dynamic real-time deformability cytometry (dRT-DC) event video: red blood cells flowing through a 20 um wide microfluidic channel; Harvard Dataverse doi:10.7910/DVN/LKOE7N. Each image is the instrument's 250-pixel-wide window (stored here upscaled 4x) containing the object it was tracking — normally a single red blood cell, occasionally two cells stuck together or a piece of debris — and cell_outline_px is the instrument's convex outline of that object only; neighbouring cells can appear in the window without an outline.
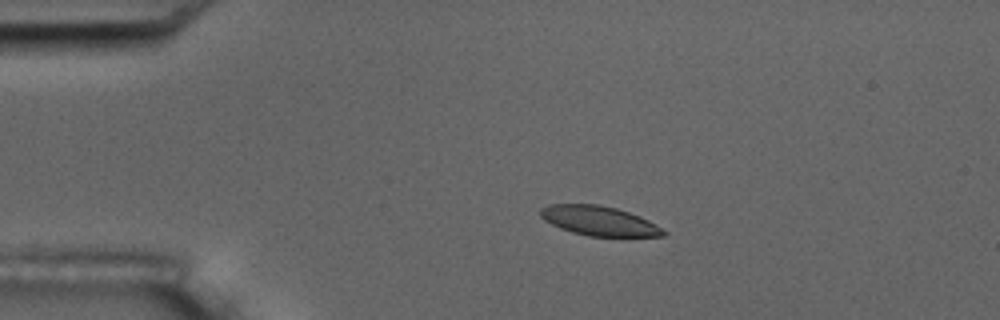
{"species": "common noctule bat (a hibernating species)", "species_latin": "Nyctalus noctula", "temperature_condition": "room temperature", "stored_images_in_passage": 6, "camera_frame_rate_fps": 3000, "um_per_image_px": 0.085, "animal": {"sex": "male", "body_mass_g": 17.5, "forearm_length_mm": 52.3}, "frame": {"image": 1, "passage_image": 4, "time_ms": 3.333, "image_size_px": [1000, 320], "cell_outline_px": [[668, 232], [664, 236], [588, 236], [572, 232], [560, 228], [544, 220], [540, 216], [540, 208], [548, 204], [596, 204], [616, 208], [640, 216], [648, 220]], "centroid_in_image_um": [50.9, 18.77], "position_along_channel_um": 34.1, "area_um2": 21.1}}
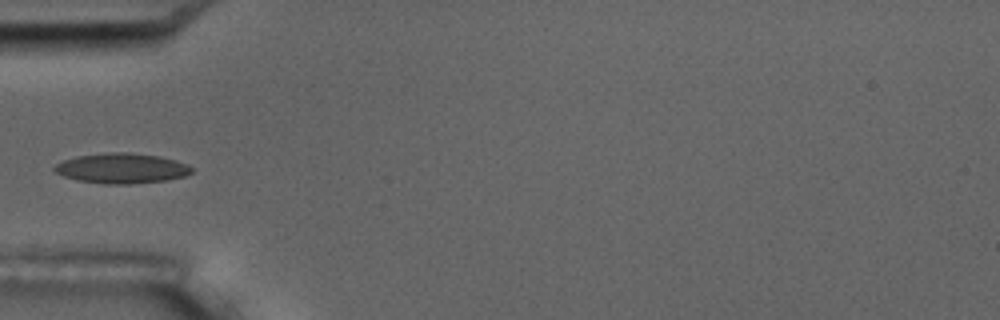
{"frame": {"image": 2, "passage_image": 6, "time_ms": 5.667, "image_size_px": [1000, 320], "cell_outline_px": [[192, 172], [184, 176], [164, 180], [128, 184], [108, 184], [76, 180], [64, 176], [56, 172], [52, 168], [56, 164], [64, 160], [76, 156], [112, 152], [128, 152], [160, 156], [176, 160], [188, 164], [192, 168]], "centroid_in_image_um": [10.34, 14.3], "position_along_channel_um": 74.7, "area_um2": 23.99}}